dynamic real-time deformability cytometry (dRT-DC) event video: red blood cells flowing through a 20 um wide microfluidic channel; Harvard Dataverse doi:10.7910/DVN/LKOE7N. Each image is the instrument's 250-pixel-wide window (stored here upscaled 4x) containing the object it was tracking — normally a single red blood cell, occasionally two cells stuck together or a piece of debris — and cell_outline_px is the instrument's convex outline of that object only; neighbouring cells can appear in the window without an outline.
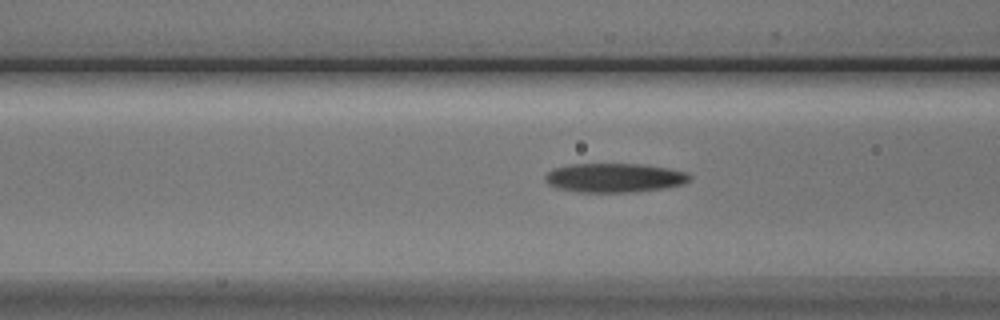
{"species": "Egyptian fruit bat (a non-hibernating species)", "species_latin": "Rousettus aegyptiacus", "temperature_condition": "cold", "stored_images_in_passage": 11, "camera_frame_rate_fps": 3000, "um_per_image_px": 0.085, "animal": {"sex": "male"}, "frame": {"image": 1, "passage_image": 8, "time_ms": 2.333, "image_size_px": [1000, 320], "cell_outline_px": [[692, 180], [684, 184], [664, 188], [628, 192], [580, 192], [556, 188], [548, 184], [544, 180], [544, 176], [552, 168], [568, 164], [640, 164], [668, 168], [688, 172], [692, 176]], "centroid_in_image_um": [52.22, 15.1], "position_along_channel_um": 114.4, "area_um2": 24.74}}